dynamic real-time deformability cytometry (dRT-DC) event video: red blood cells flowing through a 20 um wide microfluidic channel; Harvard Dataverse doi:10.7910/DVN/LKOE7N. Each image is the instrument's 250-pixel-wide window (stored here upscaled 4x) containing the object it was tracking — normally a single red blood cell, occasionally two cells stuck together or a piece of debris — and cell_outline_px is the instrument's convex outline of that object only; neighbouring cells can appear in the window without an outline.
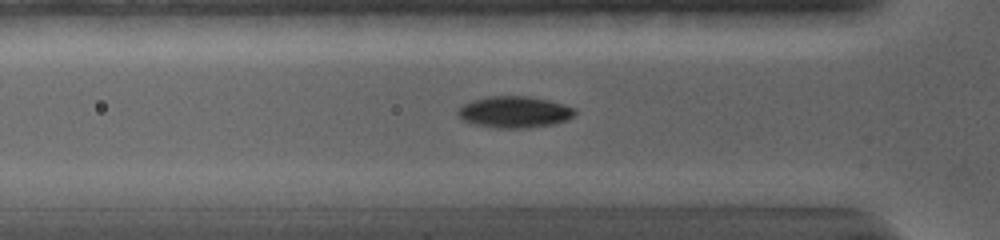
{"species": "common noctule bat (a hibernating species)", "species_latin": "Nyctalus noctula", "temperature_condition": "warm", "stored_images_in_passage": 45, "camera_frame_rate_fps": 5000, "um_per_image_px": 0.085, "animal": {"sex": "female", "body_mass_g": 19.0, "forearm_length_mm": 56.7}, "frame": {"image": 1, "passage_image": 11, "time_ms": 4.0, "image_size_px": [1000, 240], "cell_outline_px": [[576, 116], [568, 120], [556, 124], [528, 128], [492, 128], [472, 124], [456, 116], [456, 108], [472, 100], [488, 96], [528, 96], [548, 100], [576, 108]], "centroid_in_image_um": [43.72, 9.53], "position_along_channel_um": 82.1, "area_um2": 21.96}}
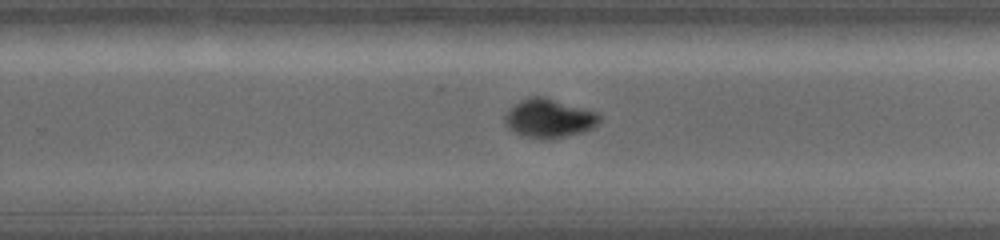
{"frame": {"image": 2, "passage_image": 26, "time_ms": 9.2, "image_size_px": [1000, 240], "cell_outline_px": [[600, 120], [592, 128], [584, 132], [568, 136], [544, 140], [540, 140], [524, 136], [508, 128], [504, 124], [504, 116], [508, 108], [532, 96], [540, 96], [596, 112], [600, 116]], "centroid_in_image_um": [46.64, 10.09], "position_along_channel_um": 283.2, "area_um2": 21.15}}
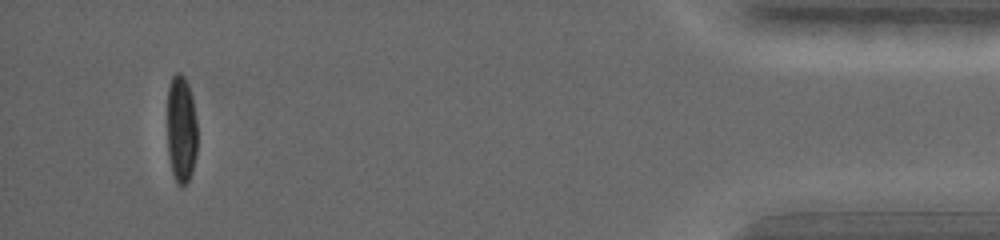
{"frame": {"image": 3, "passage_image": 45, "time_ms": 15.0, "image_size_px": [1000, 240], "cell_outline_px": [[196, 152], [192, 172], [188, 180], [184, 184], [176, 184], [172, 172], [168, 156], [168, 88], [172, 76], [176, 72], [180, 72], [184, 76], [188, 84], [192, 96], [196, 120]], "centroid_in_image_um": [15.4, 10.96], "position_along_channel_um": 419.8, "area_um2": 18.79}, "authors_computed_cell_mechanics": {"area_um2": 20.1144, "velocity_mm_per_s": 3.8731, "shape_relaxation_time_tau1_ms": 4.4714, "shape_relaxation_time_tau2_ms": null, "deformation_change_tau1": 0.1854, "deformation_change_tau2": null}}